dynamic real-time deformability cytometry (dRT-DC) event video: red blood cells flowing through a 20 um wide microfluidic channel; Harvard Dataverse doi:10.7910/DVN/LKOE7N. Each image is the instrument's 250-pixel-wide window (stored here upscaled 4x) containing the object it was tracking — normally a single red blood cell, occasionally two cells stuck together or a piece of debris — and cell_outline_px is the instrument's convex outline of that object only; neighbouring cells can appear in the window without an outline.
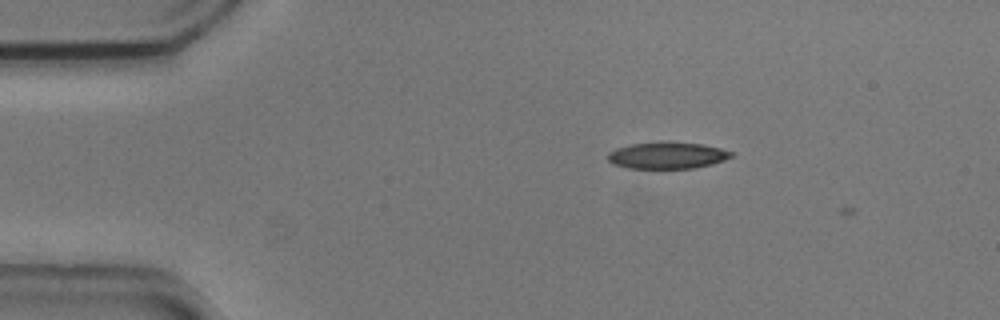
{"species": "common noctule bat (a hibernating species)", "species_latin": "Nyctalus noctula", "temperature_condition": "cold", "stored_images_in_passage": 5, "camera_frame_rate_fps": 3000, "um_per_image_px": 0.085, "animal": {"sex": "male", "body_mass_g": 20.5, "forearm_length_mm": 52.5}, "frame": {"image": 1, "passage_image": 4, "time_ms": 1.0, "image_size_px": [1000, 320], "cell_outline_px": [[736, 156], [712, 164], [692, 168], [628, 168], [612, 164], [608, 160], [608, 152], [616, 148], [632, 144], [664, 140], [668, 140], [704, 144], [736, 152]], "centroid_in_image_um": [56.76, 13.18], "position_along_channel_um": 28.2, "area_um2": 19.71}}